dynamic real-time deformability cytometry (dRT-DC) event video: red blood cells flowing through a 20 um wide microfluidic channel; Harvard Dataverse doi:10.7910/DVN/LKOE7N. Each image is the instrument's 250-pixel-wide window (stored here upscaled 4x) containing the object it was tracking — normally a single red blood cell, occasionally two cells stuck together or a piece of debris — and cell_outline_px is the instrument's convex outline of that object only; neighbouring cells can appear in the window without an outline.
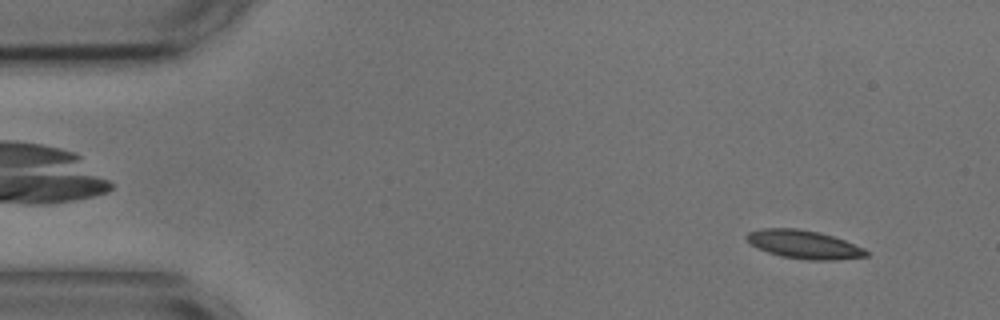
{"species": "common noctule bat (a hibernating species)", "species_latin": "Nyctalus noctula", "temperature_condition": "cold", "stored_images_in_passage": 53, "camera_frame_rate_fps": 3000, "um_per_image_px": 0.085, "animal": {"sex": "male", "body_mass_g": 17.9, "forearm_length_mm": 54.2}, "frame": {"image": 1, "passage_image": 4, "time_ms": 1.0, "image_size_px": [1000, 320], "cell_outline_px": [[868, 256], [832, 260], [808, 260], [780, 256], [756, 248], [744, 236], [748, 232], [764, 228], [796, 228], [820, 232], [844, 240], [864, 248], [868, 252]], "centroid_in_image_um": [68.32, 20.77], "position_along_channel_um": 16.7, "area_um2": 19.71}}
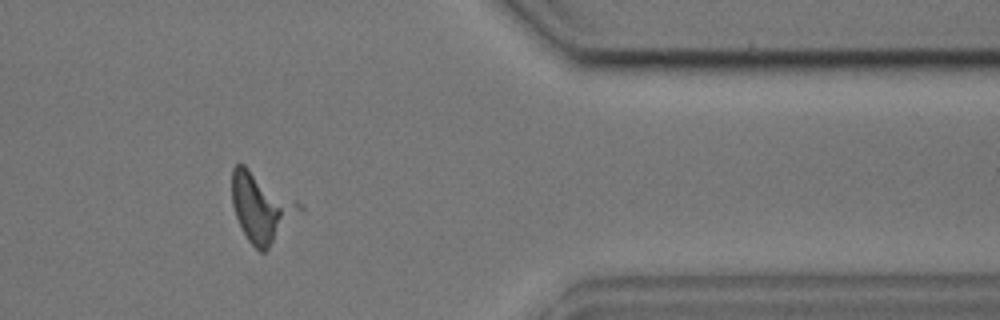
{"frame": {"image": 2, "passage_image": 44, "time_ms": 14.333, "image_size_px": [1000, 320], "cell_outline_px": [[304, 208], [268, 248], [264, 252], [260, 252], [248, 240], [236, 216], [232, 204], [232, 168], [236, 164], [244, 164], [296, 200]], "centroid_in_image_um": [22.2, 17.6], "position_along_channel_um": 389.2, "area_um2": 26.53}}
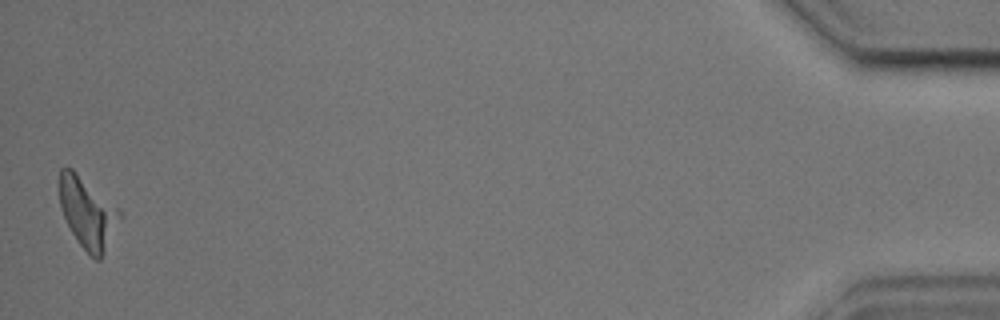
{"frame": {"image": 3, "passage_image": 53, "time_ms": 17.333, "image_size_px": [1000, 320], "cell_outline_px": [[124, 216], [100, 260], [96, 260], [80, 244], [72, 232], [60, 208], [60, 168], [72, 168], [116, 208]], "centroid_in_image_um": [7.46, 18.12], "position_along_channel_um": 427.7, "area_um2": 24.16}, "authors_computed_cell_mechanics": {"area_um2": 19.9988, "velocity_mm_per_s": 3.6344, "shape_relaxation_time_tau1_ms": null, "shape_relaxation_time_tau2_ms": 2.2176, "deformation_change_tau1": null, "deformation_change_tau2": 0.062}}